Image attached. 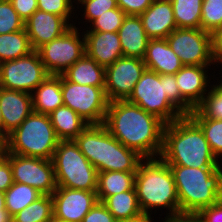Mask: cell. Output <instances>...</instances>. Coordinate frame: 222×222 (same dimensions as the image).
Masks as SVG:
<instances>
[{
  "instance_id": "obj_42",
  "label": "cell",
  "mask_w": 222,
  "mask_h": 222,
  "mask_svg": "<svg viewBox=\"0 0 222 222\" xmlns=\"http://www.w3.org/2000/svg\"><path fill=\"white\" fill-rule=\"evenodd\" d=\"M13 182L11 165L7 160V153L3 151L0 155V191L6 192Z\"/></svg>"
},
{
  "instance_id": "obj_30",
  "label": "cell",
  "mask_w": 222,
  "mask_h": 222,
  "mask_svg": "<svg viewBox=\"0 0 222 222\" xmlns=\"http://www.w3.org/2000/svg\"><path fill=\"white\" fill-rule=\"evenodd\" d=\"M171 5L177 28H201L203 0H175Z\"/></svg>"
},
{
  "instance_id": "obj_7",
  "label": "cell",
  "mask_w": 222,
  "mask_h": 222,
  "mask_svg": "<svg viewBox=\"0 0 222 222\" xmlns=\"http://www.w3.org/2000/svg\"><path fill=\"white\" fill-rule=\"evenodd\" d=\"M57 187L96 191L97 169L81 153L75 140H61L52 157Z\"/></svg>"
},
{
  "instance_id": "obj_27",
  "label": "cell",
  "mask_w": 222,
  "mask_h": 222,
  "mask_svg": "<svg viewBox=\"0 0 222 222\" xmlns=\"http://www.w3.org/2000/svg\"><path fill=\"white\" fill-rule=\"evenodd\" d=\"M136 172L107 171L97 174V199L102 201L105 197L134 188Z\"/></svg>"
},
{
  "instance_id": "obj_53",
  "label": "cell",
  "mask_w": 222,
  "mask_h": 222,
  "mask_svg": "<svg viewBox=\"0 0 222 222\" xmlns=\"http://www.w3.org/2000/svg\"><path fill=\"white\" fill-rule=\"evenodd\" d=\"M158 1H160V2H166V3H172V2H174L175 0H158Z\"/></svg>"
},
{
  "instance_id": "obj_17",
  "label": "cell",
  "mask_w": 222,
  "mask_h": 222,
  "mask_svg": "<svg viewBox=\"0 0 222 222\" xmlns=\"http://www.w3.org/2000/svg\"><path fill=\"white\" fill-rule=\"evenodd\" d=\"M74 24L68 23L62 16L36 10L25 22L24 28L31 46L38 50L41 46L60 37Z\"/></svg>"
},
{
  "instance_id": "obj_24",
  "label": "cell",
  "mask_w": 222,
  "mask_h": 222,
  "mask_svg": "<svg viewBox=\"0 0 222 222\" xmlns=\"http://www.w3.org/2000/svg\"><path fill=\"white\" fill-rule=\"evenodd\" d=\"M62 75L80 85L105 86V67L99 65L86 53Z\"/></svg>"
},
{
  "instance_id": "obj_56",
  "label": "cell",
  "mask_w": 222,
  "mask_h": 222,
  "mask_svg": "<svg viewBox=\"0 0 222 222\" xmlns=\"http://www.w3.org/2000/svg\"><path fill=\"white\" fill-rule=\"evenodd\" d=\"M74 1H76V0H74ZM82 1H84V0H77V3L79 4V3L82 2Z\"/></svg>"
},
{
  "instance_id": "obj_14",
  "label": "cell",
  "mask_w": 222,
  "mask_h": 222,
  "mask_svg": "<svg viewBox=\"0 0 222 222\" xmlns=\"http://www.w3.org/2000/svg\"><path fill=\"white\" fill-rule=\"evenodd\" d=\"M143 59L125 57L105 68V94L109 102L127 100L146 70Z\"/></svg>"
},
{
  "instance_id": "obj_37",
  "label": "cell",
  "mask_w": 222,
  "mask_h": 222,
  "mask_svg": "<svg viewBox=\"0 0 222 222\" xmlns=\"http://www.w3.org/2000/svg\"><path fill=\"white\" fill-rule=\"evenodd\" d=\"M38 10L62 16L68 23L75 8L71 0H37Z\"/></svg>"
},
{
  "instance_id": "obj_15",
  "label": "cell",
  "mask_w": 222,
  "mask_h": 222,
  "mask_svg": "<svg viewBox=\"0 0 222 222\" xmlns=\"http://www.w3.org/2000/svg\"><path fill=\"white\" fill-rule=\"evenodd\" d=\"M53 216L66 222H82L84 216L98 201L96 191L57 187L51 195Z\"/></svg>"
},
{
  "instance_id": "obj_46",
  "label": "cell",
  "mask_w": 222,
  "mask_h": 222,
  "mask_svg": "<svg viewBox=\"0 0 222 222\" xmlns=\"http://www.w3.org/2000/svg\"><path fill=\"white\" fill-rule=\"evenodd\" d=\"M163 222H204L199 213L194 212H178L167 215Z\"/></svg>"
},
{
  "instance_id": "obj_20",
  "label": "cell",
  "mask_w": 222,
  "mask_h": 222,
  "mask_svg": "<svg viewBox=\"0 0 222 222\" xmlns=\"http://www.w3.org/2000/svg\"><path fill=\"white\" fill-rule=\"evenodd\" d=\"M139 17L150 39L167 38L177 29L171 3L154 0Z\"/></svg>"
},
{
  "instance_id": "obj_1",
  "label": "cell",
  "mask_w": 222,
  "mask_h": 222,
  "mask_svg": "<svg viewBox=\"0 0 222 222\" xmlns=\"http://www.w3.org/2000/svg\"><path fill=\"white\" fill-rule=\"evenodd\" d=\"M104 125L125 147L145 158H158L163 146L165 123L127 100L108 103Z\"/></svg>"
},
{
  "instance_id": "obj_33",
  "label": "cell",
  "mask_w": 222,
  "mask_h": 222,
  "mask_svg": "<svg viewBox=\"0 0 222 222\" xmlns=\"http://www.w3.org/2000/svg\"><path fill=\"white\" fill-rule=\"evenodd\" d=\"M202 130L213 154L218 159L222 155V120L192 119Z\"/></svg>"
},
{
  "instance_id": "obj_34",
  "label": "cell",
  "mask_w": 222,
  "mask_h": 222,
  "mask_svg": "<svg viewBox=\"0 0 222 222\" xmlns=\"http://www.w3.org/2000/svg\"><path fill=\"white\" fill-rule=\"evenodd\" d=\"M201 29L212 33L222 29V0H203Z\"/></svg>"
},
{
  "instance_id": "obj_10",
  "label": "cell",
  "mask_w": 222,
  "mask_h": 222,
  "mask_svg": "<svg viewBox=\"0 0 222 222\" xmlns=\"http://www.w3.org/2000/svg\"><path fill=\"white\" fill-rule=\"evenodd\" d=\"M77 29L79 28L74 24L60 37L37 50L50 75H61L86 53L85 36L80 35Z\"/></svg>"
},
{
  "instance_id": "obj_47",
  "label": "cell",
  "mask_w": 222,
  "mask_h": 222,
  "mask_svg": "<svg viewBox=\"0 0 222 222\" xmlns=\"http://www.w3.org/2000/svg\"><path fill=\"white\" fill-rule=\"evenodd\" d=\"M0 222H12V217L6 209L0 212Z\"/></svg>"
},
{
  "instance_id": "obj_28",
  "label": "cell",
  "mask_w": 222,
  "mask_h": 222,
  "mask_svg": "<svg viewBox=\"0 0 222 222\" xmlns=\"http://www.w3.org/2000/svg\"><path fill=\"white\" fill-rule=\"evenodd\" d=\"M33 51L25 28L9 34H0V63L24 57Z\"/></svg>"
},
{
  "instance_id": "obj_2",
  "label": "cell",
  "mask_w": 222,
  "mask_h": 222,
  "mask_svg": "<svg viewBox=\"0 0 222 222\" xmlns=\"http://www.w3.org/2000/svg\"><path fill=\"white\" fill-rule=\"evenodd\" d=\"M159 157L168 165L220 168L201 128L188 115L165 125Z\"/></svg>"
},
{
  "instance_id": "obj_6",
  "label": "cell",
  "mask_w": 222,
  "mask_h": 222,
  "mask_svg": "<svg viewBox=\"0 0 222 222\" xmlns=\"http://www.w3.org/2000/svg\"><path fill=\"white\" fill-rule=\"evenodd\" d=\"M48 114L32 112L4 140V152L52 160L58 142Z\"/></svg>"
},
{
  "instance_id": "obj_38",
  "label": "cell",
  "mask_w": 222,
  "mask_h": 222,
  "mask_svg": "<svg viewBox=\"0 0 222 222\" xmlns=\"http://www.w3.org/2000/svg\"><path fill=\"white\" fill-rule=\"evenodd\" d=\"M84 6L83 18L88 22H92L107 10L117 8V0H84L80 2Z\"/></svg>"
},
{
  "instance_id": "obj_18",
  "label": "cell",
  "mask_w": 222,
  "mask_h": 222,
  "mask_svg": "<svg viewBox=\"0 0 222 222\" xmlns=\"http://www.w3.org/2000/svg\"><path fill=\"white\" fill-rule=\"evenodd\" d=\"M0 105L3 118V140L32 112L30 93L0 88Z\"/></svg>"
},
{
  "instance_id": "obj_41",
  "label": "cell",
  "mask_w": 222,
  "mask_h": 222,
  "mask_svg": "<svg viewBox=\"0 0 222 222\" xmlns=\"http://www.w3.org/2000/svg\"><path fill=\"white\" fill-rule=\"evenodd\" d=\"M154 0H117V6L126 14L139 16Z\"/></svg>"
},
{
  "instance_id": "obj_8",
  "label": "cell",
  "mask_w": 222,
  "mask_h": 222,
  "mask_svg": "<svg viewBox=\"0 0 222 222\" xmlns=\"http://www.w3.org/2000/svg\"><path fill=\"white\" fill-rule=\"evenodd\" d=\"M146 112L156 116L165 124L172 123L185 116L166 96L164 88V74L146 69L135 84L127 99Z\"/></svg>"
},
{
  "instance_id": "obj_19",
  "label": "cell",
  "mask_w": 222,
  "mask_h": 222,
  "mask_svg": "<svg viewBox=\"0 0 222 222\" xmlns=\"http://www.w3.org/2000/svg\"><path fill=\"white\" fill-rule=\"evenodd\" d=\"M85 52L99 65L107 67L123 56L118 32L85 31Z\"/></svg>"
},
{
  "instance_id": "obj_39",
  "label": "cell",
  "mask_w": 222,
  "mask_h": 222,
  "mask_svg": "<svg viewBox=\"0 0 222 222\" xmlns=\"http://www.w3.org/2000/svg\"><path fill=\"white\" fill-rule=\"evenodd\" d=\"M82 222H118L101 201H97Z\"/></svg>"
},
{
  "instance_id": "obj_36",
  "label": "cell",
  "mask_w": 222,
  "mask_h": 222,
  "mask_svg": "<svg viewBox=\"0 0 222 222\" xmlns=\"http://www.w3.org/2000/svg\"><path fill=\"white\" fill-rule=\"evenodd\" d=\"M24 29V21L19 17L9 0H0V34H9Z\"/></svg>"
},
{
  "instance_id": "obj_52",
  "label": "cell",
  "mask_w": 222,
  "mask_h": 222,
  "mask_svg": "<svg viewBox=\"0 0 222 222\" xmlns=\"http://www.w3.org/2000/svg\"><path fill=\"white\" fill-rule=\"evenodd\" d=\"M49 222H66V221L59 220L53 216Z\"/></svg>"
},
{
  "instance_id": "obj_26",
  "label": "cell",
  "mask_w": 222,
  "mask_h": 222,
  "mask_svg": "<svg viewBox=\"0 0 222 222\" xmlns=\"http://www.w3.org/2000/svg\"><path fill=\"white\" fill-rule=\"evenodd\" d=\"M101 202L118 222L134 220L144 215L135 188L105 197Z\"/></svg>"
},
{
  "instance_id": "obj_31",
  "label": "cell",
  "mask_w": 222,
  "mask_h": 222,
  "mask_svg": "<svg viewBox=\"0 0 222 222\" xmlns=\"http://www.w3.org/2000/svg\"><path fill=\"white\" fill-rule=\"evenodd\" d=\"M53 217L51 195H41L12 217V222H49Z\"/></svg>"
},
{
  "instance_id": "obj_54",
  "label": "cell",
  "mask_w": 222,
  "mask_h": 222,
  "mask_svg": "<svg viewBox=\"0 0 222 222\" xmlns=\"http://www.w3.org/2000/svg\"><path fill=\"white\" fill-rule=\"evenodd\" d=\"M218 84L216 83V86L222 91V81H220Z\"/></svg>"
},
{
  "instance_id": "obj_51",
  "label": "cell",
  "mask_w": 222,
  "mask_h": 222,
  "mask_svg": "<svg viewBox=\"0 0 222 222\" xmlns=\"http://www.w3.org/2000/svg\"><path fill=\"white\" fill-rule=\"evenodd\" d=\"M4 151V140L0 137V155L3 153Z\"/></svg>"
},
{
  "instance_id": "obj_23",
  "label": "cell",
  "mask_w": 222,
  "mask_h": 222,
  "mask_svg": "<svg viewBox=\"0 0 222 222\" xmlns=\"http://www.w3.org/2000/svg\"><path fill=\"white\" fill-rule=\"evenodd\" d=\"M33 111L50 114L63 106L61 75H49L32 93Z\"/></svg>"
},
{
  "instance_id": "obj_5",
  "label": "cell",
  "mask_w": 222,
  "mask_h": 222,
  "mask_svg": "<svg viewBox=\"0 0 222 222\" xmlns=\"http://www.w3.org/2000/svg\"><path fill=\"white\" fill-rule=\"evenodd\" d=\"M179 200V212L199 213L219 201L222 167L192 168L169 165Z\"/></svg>"
},
{
  "instance_id": "obj_22",
  "label": "cell",
  "mask_w": 222,
  "mask_h": 222,
  "mask_svg": "<svg viewBox=\"0 0 222 222\" xmlns=\"http://www.w3.org/2000/svg\"><path fill=\"white\" fill-rule=\"evenodd\" d=\"M118 34L123 56L143 59L150 38L144 30L140 17L126 15Z\"/></svg>"
},
{
  "instance_id": "obj_45",
  "label": "cell",
  "mask_w": 222,
  "mask_h": 222,
  "mask_svg": "<svg viewBox=\"0 0 222 222\" xmlns=\"http://www.w3.org/2000/svg\"><path fill=\"white\" fill-rule=\"evenodd\" d=\"M212 58L214 63L222 64V29L211 33Z\"/></svg>"
},
{
  "instance_id": "obj_49",
  "label": "cell",
  "mask_w": 222,
  "mask_h": 222,
  "mask_svg": "<svg viewBox=\"0 0 222 222\" xmlns=\"http://www.w3.org/2000/svg\"><path fill=\"white\" fill-rule=\"evenodd\" d=\"M5 209V195L4 192L0 191V212Z\"/></svg>"
},
{
  "instance_id": "obj_13",
  "label": "cell",
  "mask_w": 222,
  "mask_h": 222,
  "mask_svg": "<svg viewBox=\"0 0 222 222\" xmlns=\"http://www.w3.org/2000/svg\"><path fill=\"white\" fill-rule=\"evenodd\" d=\"M13 181L27 184L42 195H52L57 188L52 160L7 153Z\"/></svg>"
},
{
  "instance_id": "obj_48",
  "label": "cell",
  "mask_w": 222,
  "mask_h": 222,
  "mask_svg": "<svg viewBox=\"0 0 222 222\" xmlns=\"http://www.w3.org/2000/svg\"><path fill=\"white\" fill-rule=\"evenodd\" d=\"M151 215H142L141 217L134 219V220H129V221H124V222H152L151 220Z\"/></svg>"
},
{
  "instance_id": "obj_12",
  "label": "cell",
  "mask_w": 222,
  "mask_h": 222,
  "mask_svg": "<svg viewBox=\"0 0 222 222\" xmlns=\"http://www.w3.org/2000/svg\"><path fill=\"white\" fill-rule=\"evenodd\" d=\"M166 41L184 66L214 64L211 33L201 28H177L166 38Z\"/></svg>"
},
{
  "instance_id": "obj_40",
  "label": "cell",
  "mask_w": 222,
  "mask_h": 222,
  "mask_svg": "<svg viewBox=\"0 0 222 222\" xmlns=\"http://www.w3.org/2000/svg\"><path fill=\"white\" fill-rule=\"evenodd\" d=\"M164 88L167 98L182 112V95L175 74H164Z\"/></svg>"
},
{
  "instance_id": "obj_29",
  "label": "cell",
  "mask_w": 222,
  "mask_h": 222,
  "mask_svg": "<svg viewBox=\"0 0 222 222\" xmlns=\"http://www.w3.org/2000/svg\"><path fill=\"white\" fill-rule=\"evenodd\" d=\"M5 208L11 217L23 210L42 194L35 188L22 183L13 184L4 192Z\"/></svg>"
},
{
  "instance_id": "obj_44",
  "label": "cell",
  "mask_w": 222,
  "mask_h": 222,
  "mask_svg": "<svg viewBox=\"0 0 222 222\" xmlns=\"http://www.w3.org/2000/svg\"><path fill=\"white\" fill-rule=\"evenodd\" d=\"M199 214L204 222H222V203L218 201L209 207L203 208Z\"/></svg>"
},
{
  "instance_id": "obj_9",
  "label": "cell",
  "mask_w": 222,
  "mask_h": 222,
  "mask_svg": "<svg viewBox=\"0 0 222 222\" xmlns=\"http://www.w3.org/2000/svg\"><path fill=\"white\" fill-rule=\"evenodd\" d=\"M104 87L76 84L61 74L64 106L75 111L88 124H104L109 103Z\"/></svg>"
},
{
  "instance_id": "obj_3",
  "label": "cell",
  "mask_w": 222,
  "mask_h": 222,
  "mask_svg": "<svg viewBox=\"0 0 222 222\" xmlns=\"http://www.w3.org/2000/svg\"><path fill=\"white\" fill-rule=\"evenodd\" d=\"M74 140L97 172H137L144 159L115 139L104 124H88Z\"/></svg>"
},
{
  "instance_id": "obj_43",
  "label": "cell",
  "mask_w": 222,
  "mask_h": 222,
  "mask_svg": "<svg viewBox=\"0 0 222 222\" xmlns=\"http://www.w3.org/2000/svg\"><path fill=\"white\" fill-rule=\"evenodd\" d=\"M19 17L25 22L36 10L37 0H9Z\"/></svg>"
},
{
  "instance_id": "obj_32",
  "label": "cell",
  "mask_w": 222,
  "mask_h": 222,
  "mask_svg": "<svg viewBox=\"0 0 222 222\" xmlns=\"http://www.w3.org/2000/svg\"><path fill=\"white\" fill-rule=\"evenodd\" d=\"M210 86L201 103L188 115L191 119L222 120V91L216 84Z\"/></svg>"
},
{
  "instance_id": "obj_35",
  "label": "cell",
  "mask_w": 222,
  "mask_h": 222,
  "mask_svg": "<svg viewBox=\"0 0 222 222\" xmlns=\"http://www.w3.org/2000/svg\"><path fill=\"white\" fill-rule=\"evenodd\" d=\"M125 17L126 14L119 7L107 10L94 19L90 24L92 28L86 31L118 32Z\"/></svg>"
},
{
  "instance_id": "obj_11",
  "label": "cell",
  "mask_w": 222,
  "mask_h": 222,
  "mask_svg": "<svg viewBox=\"0 0 222 222\" xmlns=\"http://www.w3.org/2000/svg\"><path fill=\"white\" fill-rule=\"evenodd\" d=\"M50 74L38 51L0 63V88L32 93Z\"/></svg>"
},
{
  "instance_id": "obj_16",
  "label": "cell",
  "mask_w": 222,
  "mask_h": 222,
  "mask_svg": "<svg viewBox=\"0 0 222 222\" xmlns=\"http://www.w3.org/2000/svg\"><path fill=\"white\" fill-rule=\"evenodd\" d=\"M208 68V66L186 65L175 74L182 95V113L184 115H189L201 103L210 89L206 88L210 87L206 71Z\"/></svg>"
},
{
  "instance_id": "obj_21",
  "label": "cell",
  "mask_w": 222,
  "mask_h": 222,
  "mask_svg": "<svg viewBox=\"0 0 222 222\" xmlns=\"http://www.w3.org/2000/svg\"><path fill=\"white\" fill-rule=\"evenodd\" d=\"M143 61L158 74H176L184 65L168 45L166 38L149 39Z\"/></svg>"
},
{
  "instance_id": "obj_50",
  "label": "cell",
  "mask_w": 222,
  "mask_h": 222,
  "mask_svg": "<svg viewBox=\"0 0 222 222\" xmlns=\"http://www.w3.org/2000/svg\"><path fill=\"white\" fill-rule=\"evenodd\" d=\"M0 137L3 139V118L1 114V105H0Z\"/></svg>"
},
{
  "instance_id": "obj_25",
  "label": "cell",
  "mask_w": 222,
  "mask_h": 222,
  "mask_svg": "<svg viewBox=\"0 0 222 222\" xmlns=\"http://www.w3.org/2000/svg\"><path fill=\"white\" fill-rule=\"evenodd\" d=\"M49 117L60 141L74 140L88 126L83 118L64 105L52 111Z\"/></svg>"
},
{
  "instance_id": "obj_55",
  "label": "cell",
  "mask_w": 222,
  "mask_h": 222,
  "mask_svg": "<svg viewBox=\"0 0 222 222\" xmlns=\"http://www.w3.org/2000/svg\"><path fill=\"white\" fill-rule=\"evenodd\" d=\"M219 202L222 203V189H221V194H220V197H219Z\"/></svg>"
},
{
  "instance_id": "obj_4",
  "label": "cell",
  "mask_w": 222,
  "mask_h": 222,
  "mask_svg": "<svg viewBox=\"0 0 222 222\" xmlns=\"http://www.w3.org/2000/svg\"><path fill=\"white\" fill-rule=\"evenodd\" d=\"M134 188L143 214L151 215L155 207L168 208V215L179 212V200L170 166L160 157L158 160L156 157L145 158L140 162Z\"/></svg>"
}]
</instances>
